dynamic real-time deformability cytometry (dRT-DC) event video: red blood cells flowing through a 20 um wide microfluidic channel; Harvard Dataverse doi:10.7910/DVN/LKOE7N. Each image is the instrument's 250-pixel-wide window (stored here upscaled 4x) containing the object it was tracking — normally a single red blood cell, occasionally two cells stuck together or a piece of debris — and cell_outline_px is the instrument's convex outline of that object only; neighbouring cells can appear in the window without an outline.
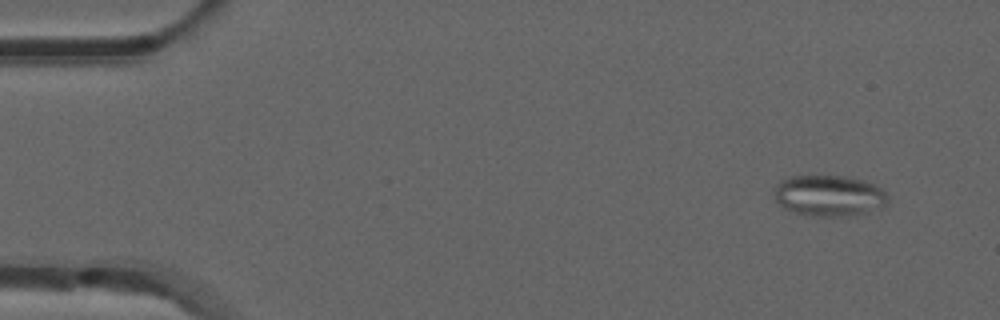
{"species": "common noctule bat (a hibernating species)", "species_latin": "Nyctalus noctula", "temperature_condition": "room temperature", "stored_images_in_passage": 4, "camera_frame_rate_fps": 3000, "um_per_image_px": 0.085, "animal": {"sex": "male", "forearm_length_mm": 52.5}, "frame": {"image": 1, "passage_image": 1, "time_ms": 0.0, "image_size_px": [1000, 320], "cell_outline_px": [[888, 200], [884, 204], [860, 212], [840, 216], [816, 216], [796, 212], [780, 204], [776, 200], [776, 184], [792, 176], [844, 176], [864, 180], [880, 188], [888, 196]], "centroid_in_image_um": [70.44, 16.6], "position_along_channel_um": 14.6, "area_um2": 26.07}}
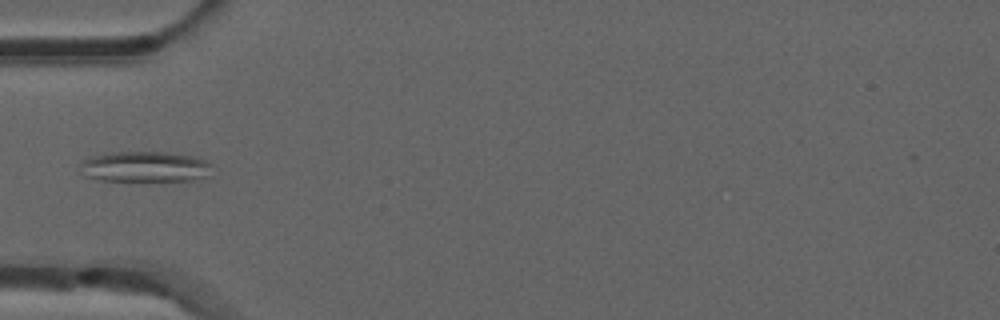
{"frame": {"image": 2, "passage_image": 4, "time_ms": 1.0, "image_size_px": [1000, 320], "cell_outline_px": [[212, 164], [208, 176], [192, 180], [100, 180], [84, 176], [80, 164], [88, 156], [104, 152], [168, 152], [192, 156], [208, 160]], "centroid_in_image_um": [12.31, 14.15], "position_along_channel_um": 72.7, "area_um2": 23.64}}